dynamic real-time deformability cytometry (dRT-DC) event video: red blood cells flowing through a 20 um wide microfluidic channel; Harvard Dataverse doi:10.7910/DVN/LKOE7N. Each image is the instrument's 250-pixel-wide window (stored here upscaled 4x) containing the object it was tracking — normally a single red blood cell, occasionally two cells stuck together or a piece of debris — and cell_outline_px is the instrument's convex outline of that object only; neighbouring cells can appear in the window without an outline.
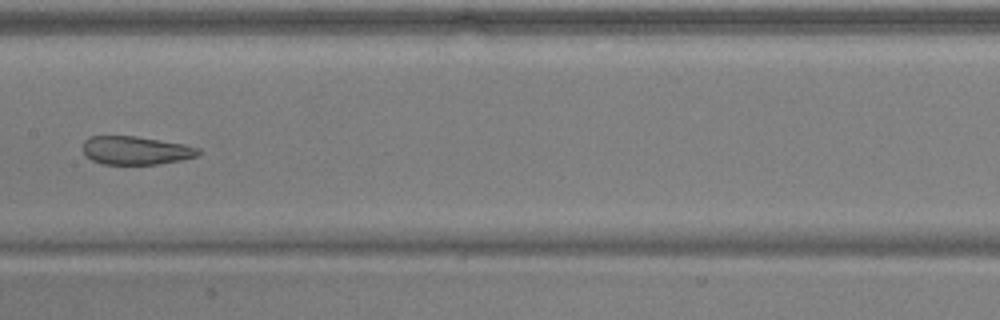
{"species": "common noctule bat (a hibernating species)", "species_latin": "Nyctalus noctula", "temperature_condition": "warm", "stored_images_in_passage": 6, "camera_frame_rate_fps": 3000, "um_per_image_px": 0.085, "animal": {"sex": "male", "body_mass_g": 17.9, "forearm_length_mm": 54.2}, "frame": {"image": 1, "passage_image": 6, "time_ms": 1.667, "image_size_px": [1000, 320], "cell_outline_px": [[200, 152], [196, 156], [180, 160], [156, 164], [100, 164], [92, 160], [84, 152], [84, 140], [88, 136], [136, 136], [184, 144], [200, 148]], "centroid_in_image_um": [11.53, 12.78], "position_along_channel_um": 195.9, "area_um2": 18.96}}